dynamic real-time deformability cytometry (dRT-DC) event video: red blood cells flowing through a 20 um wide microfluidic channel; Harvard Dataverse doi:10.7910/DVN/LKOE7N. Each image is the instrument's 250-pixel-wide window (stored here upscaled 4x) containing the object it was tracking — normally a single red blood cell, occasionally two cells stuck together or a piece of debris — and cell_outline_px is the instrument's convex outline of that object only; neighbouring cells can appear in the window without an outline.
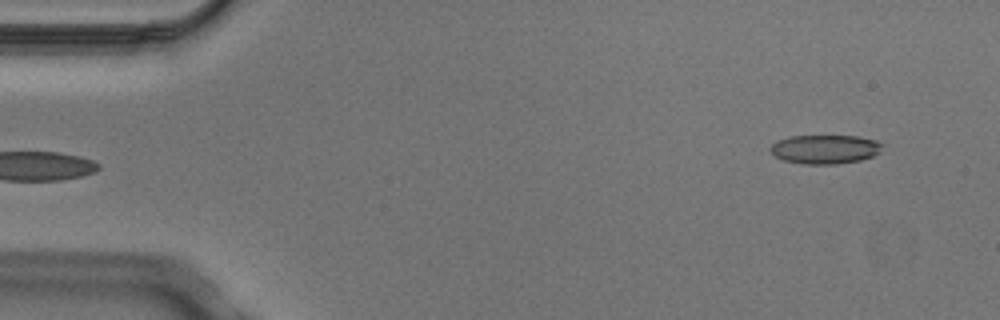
{"species": "Egyptian fruit bat (a non-hibernating species)", "species_latin": "Rousettus aegyptiacus", "temperature_condition": "cold", "stored_images_in_passage": 5, "segment_of_instrument_passage": [2, 2], "camera_frame_rate_fps": 3000, "um_per_image_px": 0.085, "animal": {"sex": "male"}, "frame": {"image": 1, "passage_image": 5, "time_ms": 1.333, "image_size_px": [1000, 320], "cell_outline_px": [[884, 144], [880, 152], [872, 156], [860, 160], [836, 164], [804, 164], [784, 160], [776, 156], [768, 148], [776, 140], [788, 136], [860, 136], [876, 140]], "centroid_in_image_um": [70.13, 12.67], "position_along_channel_um": 14.9, "area_um2": 19.02}}